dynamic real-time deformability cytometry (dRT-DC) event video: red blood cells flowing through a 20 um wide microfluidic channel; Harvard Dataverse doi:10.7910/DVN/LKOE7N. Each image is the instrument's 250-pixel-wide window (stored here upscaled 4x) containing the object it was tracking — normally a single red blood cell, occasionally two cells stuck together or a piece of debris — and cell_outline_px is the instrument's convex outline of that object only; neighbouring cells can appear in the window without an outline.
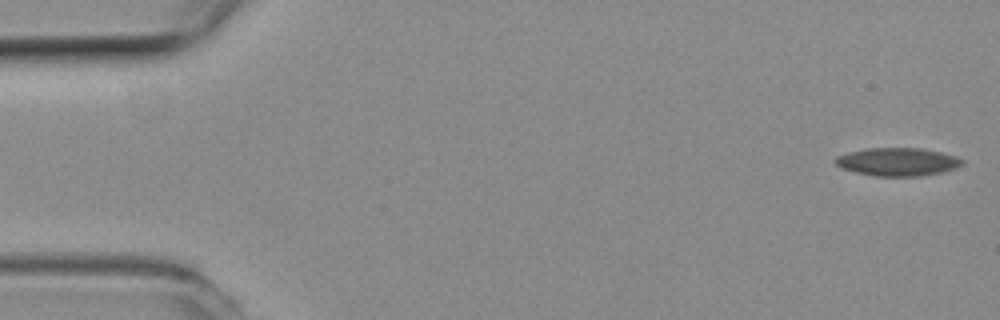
{"species": "common noctule bat (a hibernating species)", "species_latin": "Nyctalus noctula", "temperature_condition": "room temperature", "stored_images_in_passage": 17, "camera_frame_rate_fps": 3000, "um_per_image_px": 0.085, "animal": {"sex": "female", "body_mass_g": 19.3, "forearm_length_mm": 54.1}, "frame": {"image": 1, "passage_image": 1, "time_ms": 0.0, "image_size_px": [1000, 320], "cell_outline_px": [[964, 164], [956, 168], [944, 172], [920, 176], [876, 176], [856, 172], [844, 168], [836, 164], [832, 160], [836, 156], [848, 152], [868, 148], [920, 148], [940, 152], [956, 156], [964, 160]], "centroid_in_image_um": [76.32, 13.75], "position_along_channel_um": 8.7, "area_um2": 20.81}}
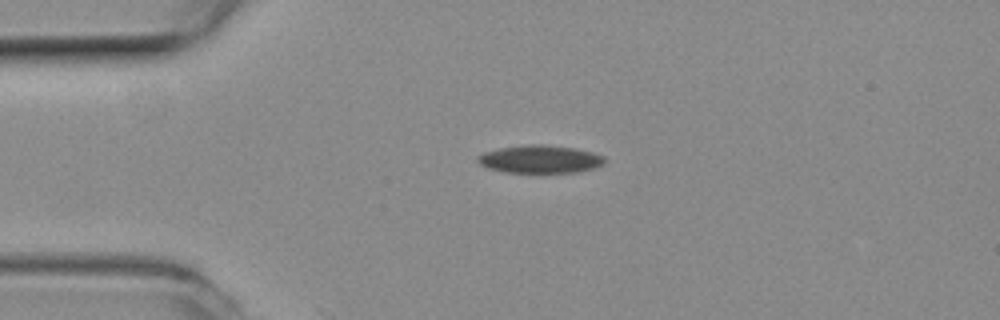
{"frame": {"image": 2, "passage_image": 12, "time_ms": 3.667, "image_size_px": [1000, 320], "cell_outline_px": [[604, 164], [596, 168], [576, 172], [504, 172], [488, 168], [480, 164], [476, 160], [476, 156], [484, 152], [500, 148], [532, 144], [540, 144], [576, 148], [592, 152], [604, 156]], "centroid_in_image_um": [45.9, 13.53], "position_along_channel_um": 39.1, "area_um2": 20.58}}